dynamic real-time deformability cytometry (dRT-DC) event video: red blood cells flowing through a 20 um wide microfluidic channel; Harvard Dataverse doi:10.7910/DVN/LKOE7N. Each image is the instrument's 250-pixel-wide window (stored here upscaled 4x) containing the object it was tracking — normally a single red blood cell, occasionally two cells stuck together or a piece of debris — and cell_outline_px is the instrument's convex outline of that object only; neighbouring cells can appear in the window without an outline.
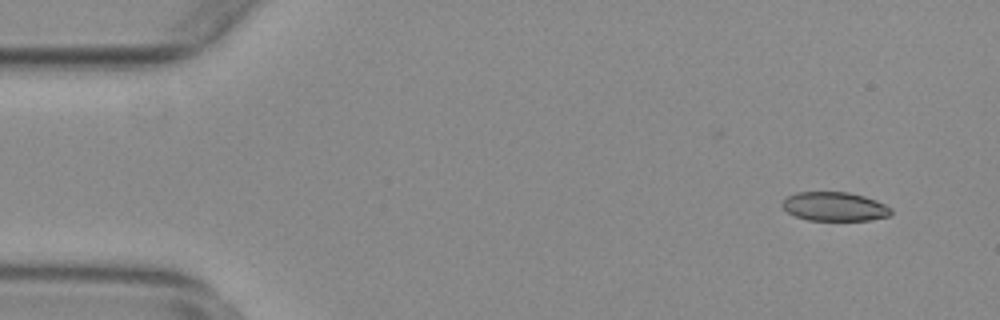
{"species": "common noctule bat (a hibernating species)", "species_latin": "Nyctalus noctula", "temperature_condition": "warm", "stored_images_in_passage": 54, "camera_frame_rate_fps": 3000, "um_per_image_px": 0.085, "animal": {"sex": "female", "body_mass_g": 29.2, "forearm_length_mm": 56.3}, "frame": {"image": 1, "passage_image": 4, "time_ms": 1.0, "image_size_px": [1000, 320], "cell_outline_px": [[892, 212], [888, 216], [868, 220], [808, 220], [796, 216], [788, 212], [780, 204], [788, 196], [796, 192], [848, 192], [864, 196], [876, 200], [892, 208]], "centroid_in_image_um": [70.94, 17.55], "position_along_channel_um": 14.1, "area_um2": 18.26}}
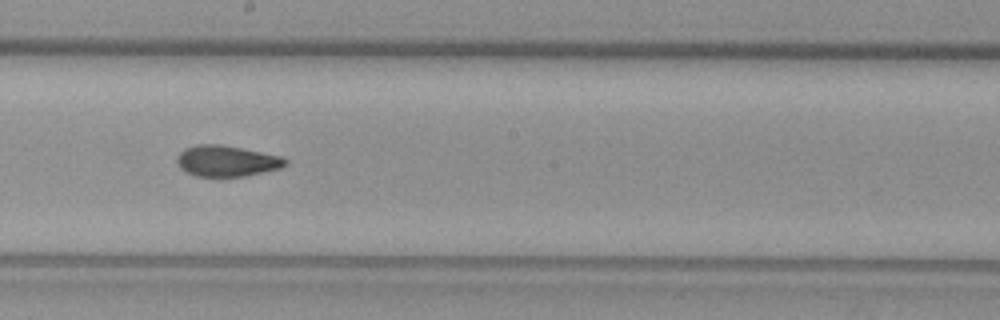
{"frame": {"image": 2, "passage_image": 30, "time_ms": 9.667, "image_size_px": [1000, 320], "cell_outline_px": [[288, 164], [280, 168], [244, 176], [196, 176], [180, 168], [176, 160], [176, 156], [184, 148], [196, 144], [220, 144], [280, 156], [288, 160]], "centroid_in_image_um": [19.24, 13.67], "position_along_channel_um": 229.0, "area_um2": 19.42}}
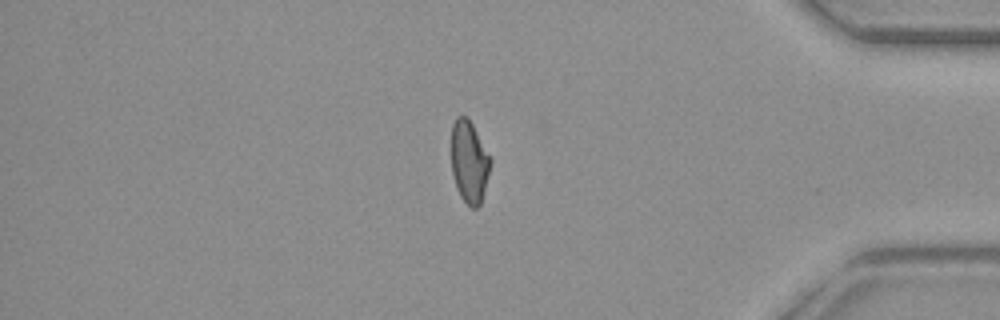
{"frame": {"image": 3, "passage_image": 46, "time_ms": 15.0, "image_size_px": [1000, 320], "cell_outline_px": [[492, 160], [480, 204], [476, 208], [472, 208], [460, 196], [456, 188], [452, 172], [452, 124], [456, 116], [468, 116]], "centroid_in_image_um": [39.87, 13.72], "position_along_channel_um": 395.3, "area_um2": 18.55}, "authors_computed_cell_mechanics": {"area_um2": 19.5653, "velocity_mm_per_s": 3.7713, "shape_relaxation_time_tau1_ms": null, "shape_relaxation_time_tau2_ms": 1.8648, "deformation_change_tau1": null, "deformation_change_tau2": 0.069}}